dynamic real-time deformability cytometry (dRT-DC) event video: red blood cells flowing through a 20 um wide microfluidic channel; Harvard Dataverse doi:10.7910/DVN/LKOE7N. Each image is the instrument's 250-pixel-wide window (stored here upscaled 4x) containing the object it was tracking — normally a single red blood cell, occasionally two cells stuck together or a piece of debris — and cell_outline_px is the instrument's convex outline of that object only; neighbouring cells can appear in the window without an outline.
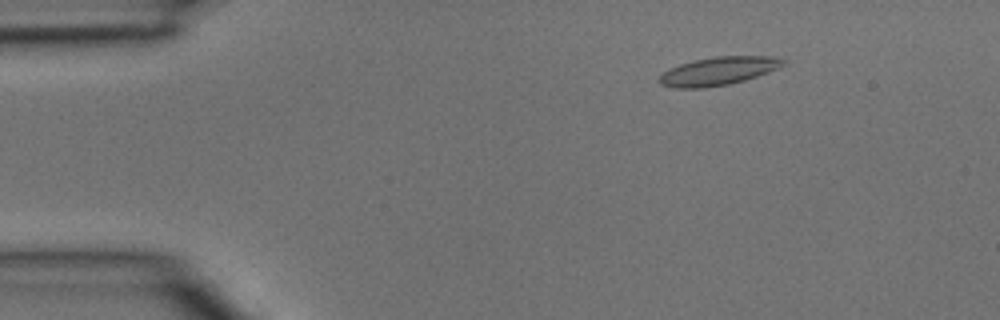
{"species": "common noctule bat (a hibernating species)", "species_latin": "Nyctalus noctula", "temperature_condition": "room temperature", "stored_images_in_passage": 3, "camera_frame_rate_fps": 3000, "um_per_image_px": 0.085, "animal": {"sex": "male", "body_mass_g": 15.6}, "frame": {"image": 1, "passage_image": 1, "time_ms": 0.0, "image_size_px": [1000, 320], "cell_outline_px": [[788, 64], [768, 72], [744, 80], [728, 84], [704, 88], [672, 88], [660, 84], [656, 80], [668, 68], [692, 60], [716, 56], [768, 56], [788, 60]], "centroid_in_image_um": [61.04, 6.04], "position_along_channel_um": 24.0, "area_um2": 20.58}}